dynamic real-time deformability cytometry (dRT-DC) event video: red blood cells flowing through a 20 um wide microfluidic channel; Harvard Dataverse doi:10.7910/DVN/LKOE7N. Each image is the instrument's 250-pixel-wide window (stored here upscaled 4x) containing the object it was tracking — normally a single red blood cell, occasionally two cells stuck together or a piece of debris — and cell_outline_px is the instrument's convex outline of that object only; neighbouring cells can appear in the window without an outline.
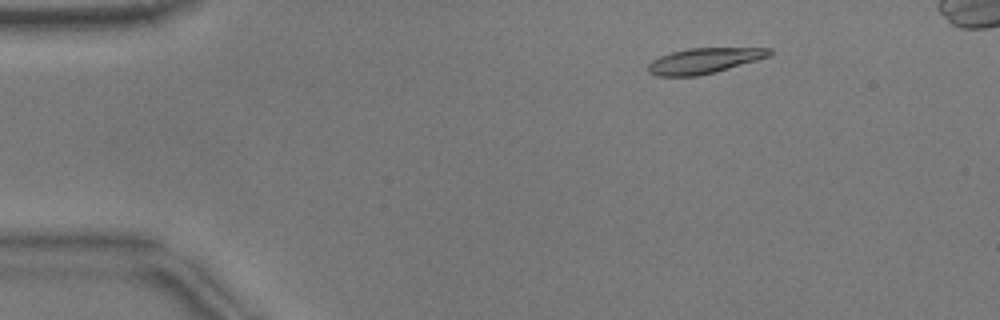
{"species": "common noctule bat (a hibernating species)", "species_latin": "Nyctalus noctula", "temperature_condition": "warm", "stored_images_in_passage": 51, "camera_frame_rate_fps": 3000, "um_per_image_px": 0.085, "animal": {"sex": "male", "body_mass_g": 17.9}, "frame": {"image": 1, "passage_image": 8, "time_ms": 2.333, "image_size_px": [1000, 320], "cell_outline_px": [[772, 52], [768, 56], [756, 60], [716, 72], [696, 76], [656, 76], [648, 72], [648, 64], [652, 60], [660, 56], [672, 52], [688, 48], [772, 48]], "centroid_in_image_um": [59.81, 5.16], "position_along_channel_um": 25.2, "area_um2": 17.86}}
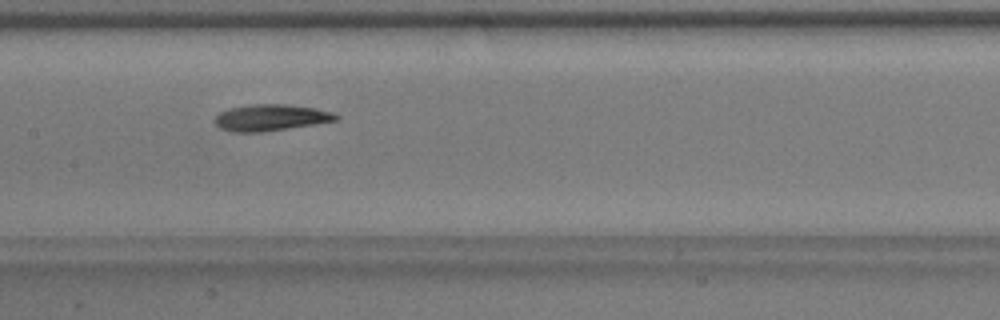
{"frame": {"image": 2, "passage_image": 26, "time_ms": 8.333, "image_size_px": [1000, 320], "cell_outline_px": [[340, 116], [336, 120], [316, 124], [260, 132], [232, 132], [220, 128], [212, 120], [220, 112], [232, 108], [248, 104], [288, 104], [316, 108], [332, 112]], "centroid_in_image_um": [23.01, 9.99], "position_along_channel_um": 184.4, "area_um2": 18.67}}
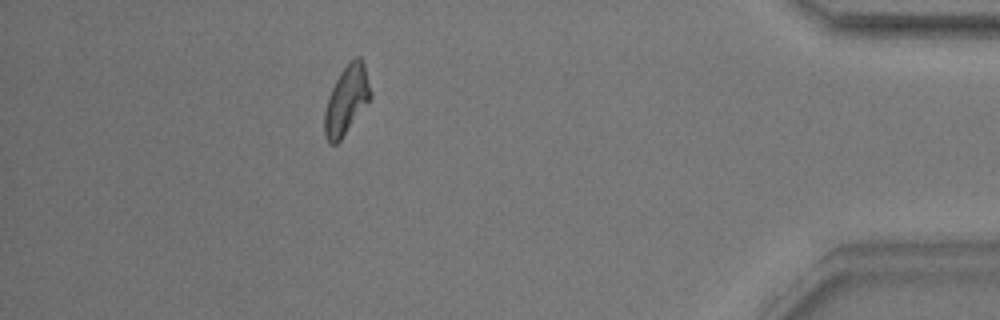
{"frame": {"image": 3, "passage_image": 47, "time_ms": 15.333, "image_size_px": [1000, 320], "cell_outline_px": [[372, 96], [340, 140], [336, 144], [328, 144], [324, 136], [324, 112], [328, 96], [340, 72], [356, 56], [360, 56], [364, 64], [372, 92]], "centroid_in_image_um": [29.44, 8.52], "position_along_channel_um": 405.8, "area_um2": 18.21}, "authors_computed_cell_mechanics": {"area_um2": 18.496, "velocity_mm_per_s": 3.8305, "shape_relaxation_time_tau1_ms": 5.323, "shape_relaxation_time_tau2_ms": 3.7024, "deformation_change_tau1": 0.1642, "deformation_change_tau2": 0.1038}}